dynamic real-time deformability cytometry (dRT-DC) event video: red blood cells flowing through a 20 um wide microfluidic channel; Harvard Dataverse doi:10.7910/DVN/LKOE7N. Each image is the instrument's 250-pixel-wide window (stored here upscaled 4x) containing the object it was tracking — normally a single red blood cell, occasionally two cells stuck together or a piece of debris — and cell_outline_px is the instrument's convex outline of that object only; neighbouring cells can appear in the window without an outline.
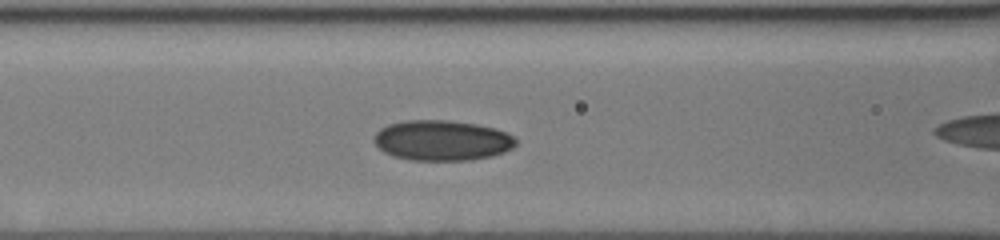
{"species": "human", "species_latin": "Homo sapiens", "temperature_condition": "cold", "stored_images_in_passage": 17, "camera_frame_rate_fps": 3000, "um_per_image_px": 0.085, "donor": {"sex": "male"}, "frame": {"image": 1, "passage_image": 3, "time_ms": 0.667, "image_size_px": [1000, 240], "cell_outline_px": [[516, 144], [512, 148], [504, 152], [492, 156], [472, 160], [408, 160], [392, 156], [384, 152], [376, 144], [376, 132], [380, 128], [388, 124], [408, 120], [448, 120], [476, 124], [496, 128], [516, 136]], "centroid_in_image_um": [37.61, 11.94], "position_along_channel_um": 129.0, "area_um2": 33.47}}
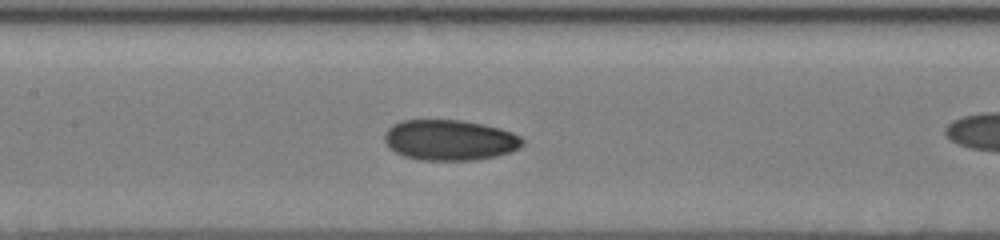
{"frame": {"image": 2, "passage_image": 6, "time_ms": 1.667, "image_size_px": [1000, 240], "cell_outline_px": [[524, 144], [520, 148], [512, 152], [496, 156], [476, 160], [420, 160], [404, 156], [388, 148], [384, 140], [384, 132], [392, 124], [400, 120], [464, 120], [500, 128], [512, 132], [520, 136], [524, 140]], "centroid_in_image_um": [38.23, 11.9], "position_along_channel_um": 169.2, "area_um2": 33.06}}